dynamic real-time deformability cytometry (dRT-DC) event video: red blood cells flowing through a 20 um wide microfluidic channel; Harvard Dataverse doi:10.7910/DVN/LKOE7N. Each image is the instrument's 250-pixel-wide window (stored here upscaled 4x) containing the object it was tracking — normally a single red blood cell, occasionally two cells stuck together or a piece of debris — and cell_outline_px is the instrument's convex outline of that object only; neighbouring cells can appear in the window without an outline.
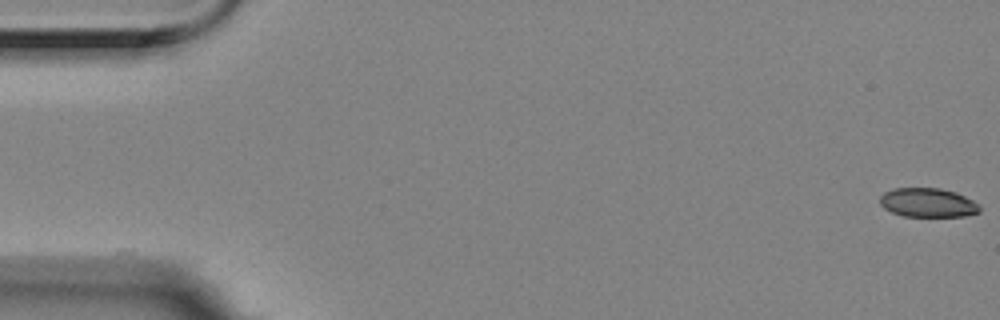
{"species": "Egyptian fruit bat (a non-hibernating species)", "species_latin": "Rousettus aegyptiacus", "temperature_condition": "room temperature", "stored_images_in_passage": 57, "camera_frame_rate_fps": 3000, "um_per_image_px": 0.085, "animal": {"sex": "female"}, "frame": {"image": 1, "passage_image": 1, "time_ms": 0.0, "image_size_px": [1000, 320], "cell_outline_px": [[980, 212], [964, 216], [904, 216], [892, 212], [884, 208], [880, 204], [880, 196], [884, 192], [892, 188], [940, 188], [956, 192], [972, 200], [980, 208]], "centroid_in_image_um": [78.83, 17.22], "position_along_channel_um": 6.2, "area_um2": 16.82}}
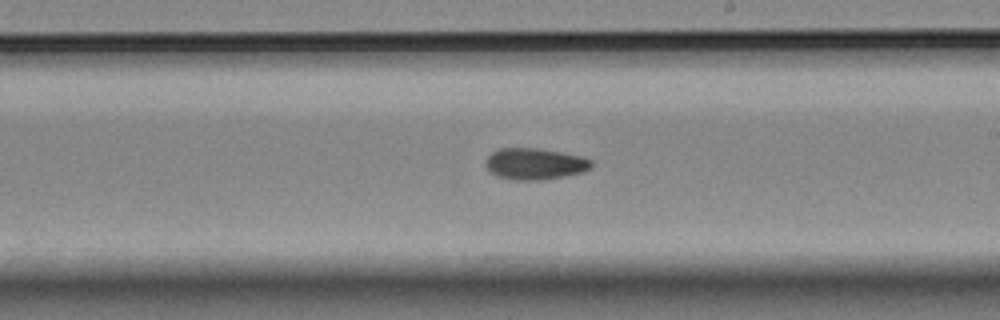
{"frame": {"image": 2, "passage_image": 33, "time_ms": 10.667, "image_size_px": [1000, 320], "cell_outline_px": [[592, 164], [584, 172], [544, 180], [512, 180], [496, 176], [488, 168], [488, 156], [492, 152], [500, 148], [536, 148], [560, 152], [580, 156], [592, 160]], "centroid_in_image_um": [45.48, 13.93], "position_along_channel_um": 243.5, "area_um2": 19.13}}
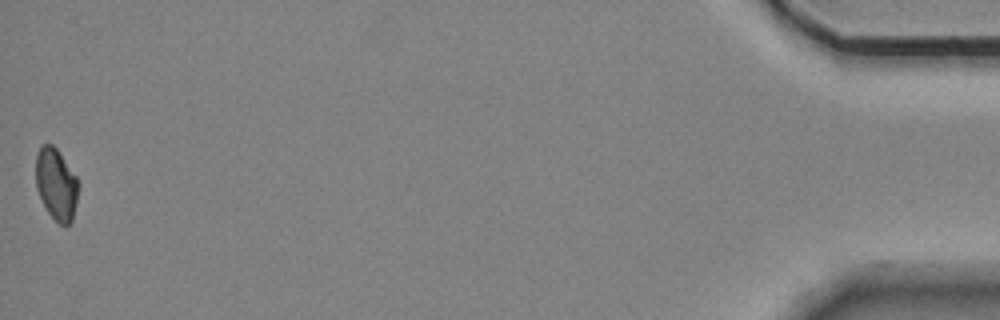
{"frame": {"image": 3, "passage_image": 57, "time_ms": 18.667, "image_size_px": [1000, 320], "cell_outline_px": [[80, 184], [76, 204], [72, 220], [68, 224], [60, 224], [48, 212], [36, 188], [36, 152], [44, 144], [52, 144], [56, 148], [76, 176]], "centroid_in_image_um": [4.79, 15.64], "position_along_channel_um": 430.4, "area_um2": 17.63}, "authors_computed_cell_mechanics": {"area_um2": 18.6694, "velocity_mm_per_s": 3.527, "shape_relaxation_time_tau1_ms": null, "shape_relaxation_time_tau2_ms": 5.6341, "deformation_change_tau1": null, "deformation_change_tau2": 0.0847}}